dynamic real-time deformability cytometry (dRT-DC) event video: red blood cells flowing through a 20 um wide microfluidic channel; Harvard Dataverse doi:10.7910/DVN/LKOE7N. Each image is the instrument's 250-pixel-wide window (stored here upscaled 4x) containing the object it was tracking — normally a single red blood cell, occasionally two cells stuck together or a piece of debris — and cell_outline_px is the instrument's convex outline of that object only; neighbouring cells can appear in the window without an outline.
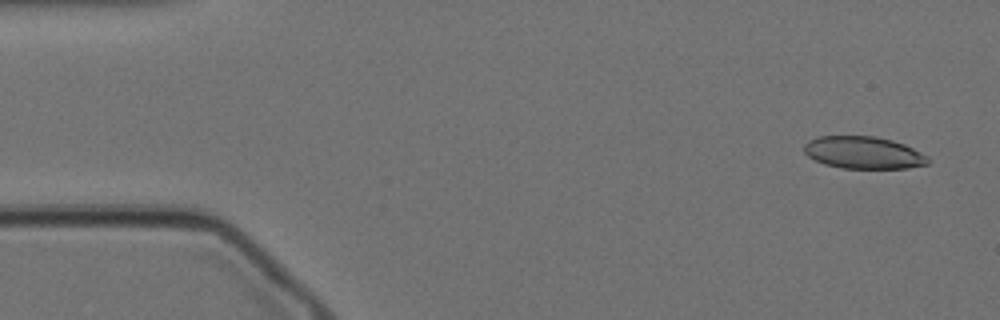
{"species": "Egyptian fruit bat (a non-hibernating species)", "species_latin": "Rousettus aegyptiacus", "temperature_condition": "cold", "stored_images_in_passage": 56, "camera_frame_rate_fps": 3000, "um_per_image_px": 0.085, "animal": {"sex": "female"}, "frame": {"image": 1, "passage_image": 1, "time_ms": 0.0, "image_size_px": [1000, 320], "cell_outline_px": [[928, 164], [908, 168], [840, 168], [824, 164], [808, 156], [804, 152], [804, 144], [808, 140], [816, 136], [876, 136], [892, 140], [904, 144], [928, 156]], "centroid_in_image_um": [73.37, 12.97], "position_along_channel_um": 11.6, "area_um2": 23.35}}
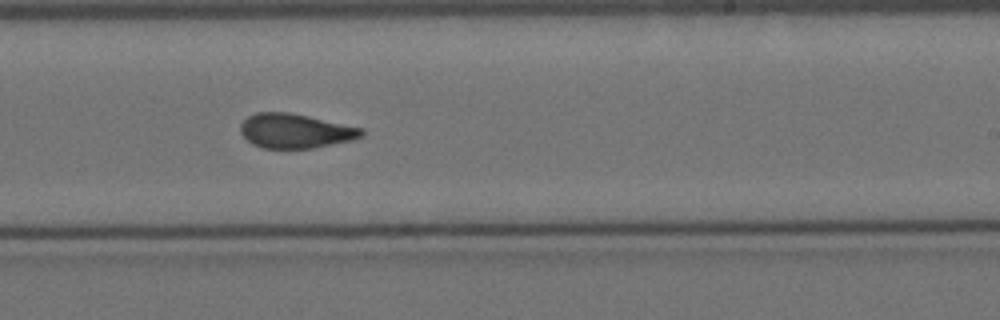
{"frame": {"image": 2, "passage_image": 32, "time_ms": 10.333, "image_size_px": [1000, 320], "cell_outline_px": [[364, 136], [352, 140], [312, 148], [264, 148], [252, 144], [240, 132], [240, 124], [248, 116], [256, 112], [288, 112], [308, 116], [364, 128]], "centroid_in_image_um": [25.11, 11.12], "position_along_channel_um": 263.9, "area_um2": 24.28}}
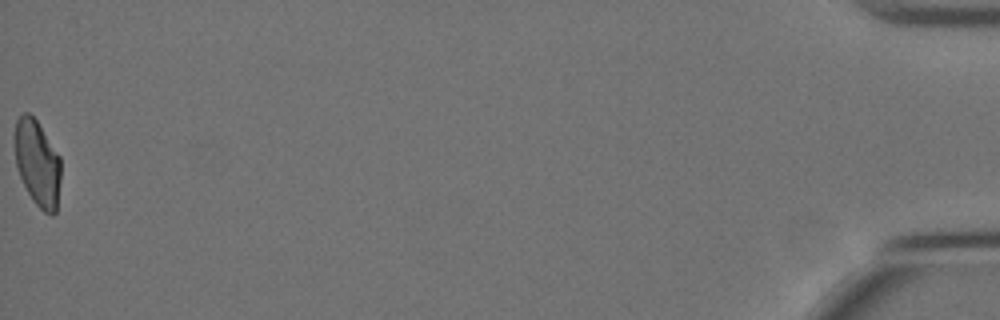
{"frame": {"image": 3, "passage_image": 56, "time_ms": 18.333, "image_size_px": [1000, 320], "cell_outline_px": [[60, 180], [56, 212], [52, 216], [44, 212], [32, 200], [20, 176], [16, 164], [12, 140], [12, 136], [16, 120], [24, 112], [28, 112], [36, 120], [60, 156]], "centroid_in_image_um": [3.15, 13.84], "position_along_channel_um": 432.1, "area_um2": 23.41}, "authors_computed_cell_mechanics": {"area_um2": 24.7673, "velocity_mm_per_s": 3.4485, "shape_relaxation_time_tau1_ms": null, "shape_relaxation_time_tau2_ms": 1.9951, "deformation_change_tau1": null, "deformation_change_tau2": 0.081}}